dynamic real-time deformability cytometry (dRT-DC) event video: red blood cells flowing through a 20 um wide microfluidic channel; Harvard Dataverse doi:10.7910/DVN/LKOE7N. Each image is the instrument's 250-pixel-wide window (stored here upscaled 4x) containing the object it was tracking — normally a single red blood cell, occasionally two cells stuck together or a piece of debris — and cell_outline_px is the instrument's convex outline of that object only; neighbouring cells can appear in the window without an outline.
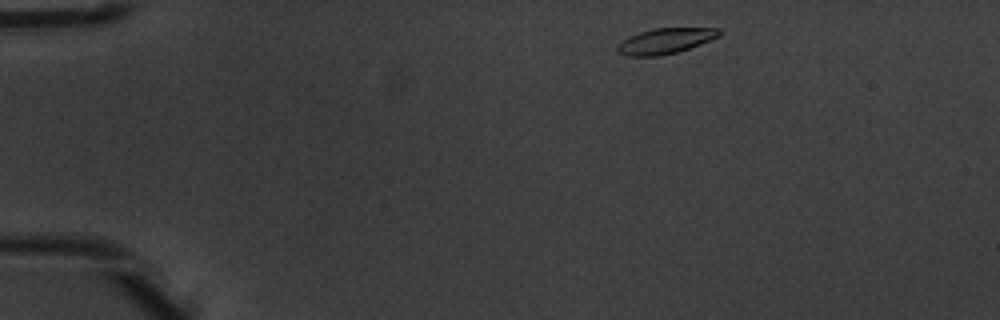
{"species": "common noctule bat (a hibernating species)", "species_latin": "Nyctalus noctula", "temperature_condition": "warm", "stored_images_in_passage": 2, "camera_frame_rate_fps": 3000, "um_per_image_px": 0.085, "animal": {"sex": "male", "body_mass_g": 20.1, "forearm_length_mm": 53.5}, "frame": {"image": 1, "passage_image": 1, "time_ms": 0.0, "image_size_px": [1000, 320], "cell_outline_px": [[720, 36], [700, 44], [676, 52], [660, 56], [628, 56], [616, 52], [616, 44], [640, 32], [652, 28], [720, 28]], "centroid_in_image_um": [56.53, 3.48], "position_along_channel_um": 28.5, "area_um2": 15.03}}